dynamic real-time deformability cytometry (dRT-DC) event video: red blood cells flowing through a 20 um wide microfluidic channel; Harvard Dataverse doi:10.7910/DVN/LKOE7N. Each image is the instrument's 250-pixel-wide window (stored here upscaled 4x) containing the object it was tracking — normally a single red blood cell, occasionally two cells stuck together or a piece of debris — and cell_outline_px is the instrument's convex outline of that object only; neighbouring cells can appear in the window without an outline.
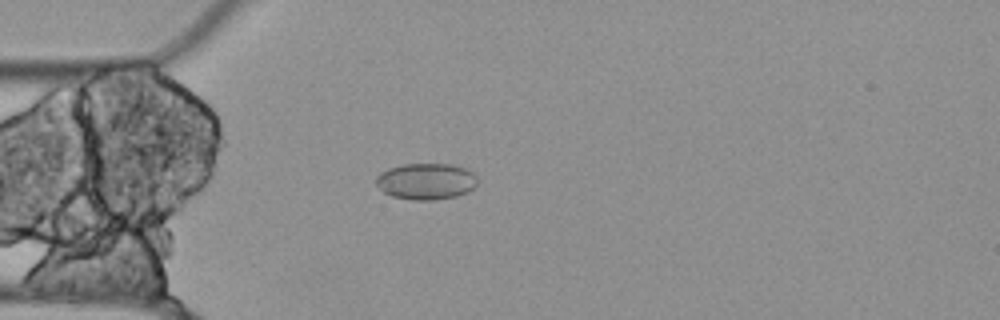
{"species": "Egyptian fruit bat (a non-hibernating species)", "species_latin": "Rousettus aegyptiacus", "temperature_condition": "cold", "stored_images_in_passage": 51, "camera_frame_rate_fps": 3000, "um_per_image_px": 0.085, "animal": {"sex": "female"}, "frame": {"image": 1, "passage_image": 15, "time_ms": 4.667, "image_size_px": [1000, 320], "cell_outline_px": [[476, 184], [468, 192], [456, 196], [436, 200], [416, 200], [392, 196], [384, 192], [376, 184], [376, 176], [380, 172], [388, 168], [404, 164], [452, 164], [464, 168], [472, 172], [476, 176]], "centroid_in_image_um": [36.2, 15.41], "position_along_channel_um": 48.8, "area_um2": 21.44}}
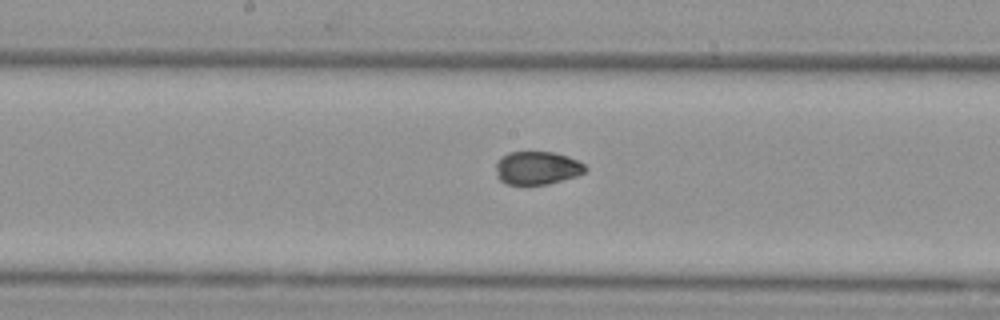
{"frame": {"image": 2, "passage_image": 28, "time_ms": 9.0, "image_size_px": [1000, 320], "cell_outline_px": [[588, 168], [584, 172], [576, 176], [548, 184], [508, 184], [500, 180], [496, 176], [496, 160], [500, 156], [508, 152], [552, 152], [568, 156], [584, 164]], "centroid_in_image_um": [45.62, 14.27], "position_along_channel_um": 202.6, "area_um2": 17.34}}
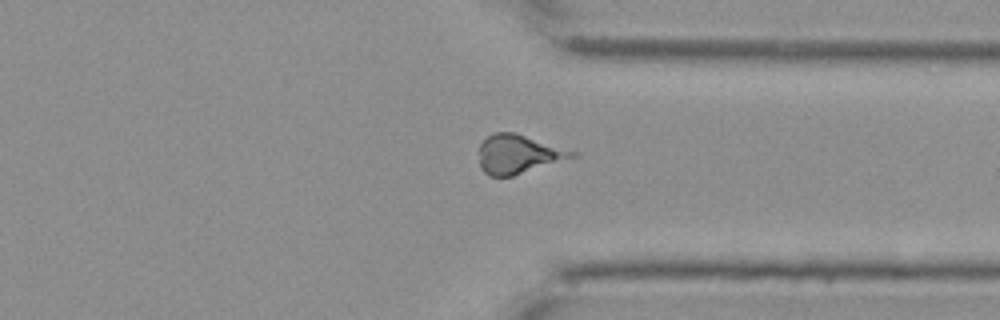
{"frame": {"image": 3, "passage_image": 42, "time_ms": 13.667, "image_size_px": [1000, 320], "cell_outline_px": [[580, 156], [512, 176], [488, 176], [480, 168], [480, 144], [492, 132], [512, 132], [580, 152]], "centroid_in_image_um": [44.11, 13.11], "position_along_channel_um": 367.3, "area_um2": 21.21}}